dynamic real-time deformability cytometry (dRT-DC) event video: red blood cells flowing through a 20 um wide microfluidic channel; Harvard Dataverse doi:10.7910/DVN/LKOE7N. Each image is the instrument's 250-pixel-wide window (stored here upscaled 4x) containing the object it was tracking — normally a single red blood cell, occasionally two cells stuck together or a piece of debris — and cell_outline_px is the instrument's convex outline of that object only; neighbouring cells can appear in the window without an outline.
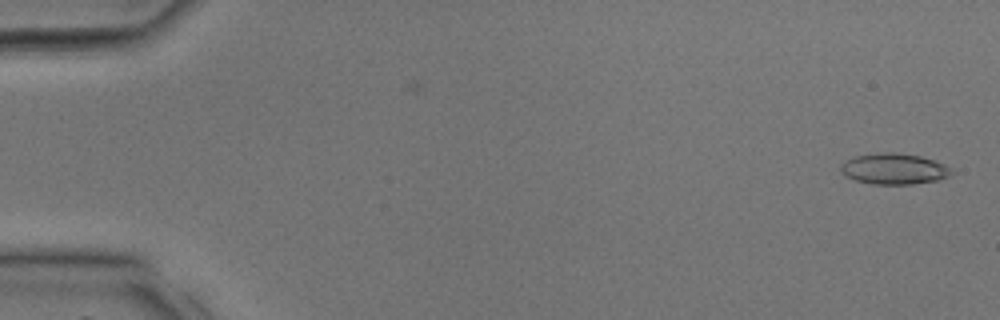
{"species": "common noctule bat (a hibernating species)", "species_latin": "Nyctalus noctula", "temperature_condition": "room temperature", "stored_images_in_passage": 2, "camera_frame_rate_fps": 3000, "um_per_image_px": 0.085, "animal": {"sex": "male", "body_mass_g": 17.9, "forearm_length_mm": 54.2}, "frame": {"image": 1, "passage_image": 2, "time_ms": 0.333, "image_size_px": [1000, 320], "cell_outline_px": [[956, 172], [948, 176], [936, 180], [912, 184], [872, 184], [856, 180], [840, 172], [840, 164], [856, 156], [884, 152], [896, 152], [920, 156], [936, 160], [952, 168]], "centroid_in_image_um": [76.04, 14.35], "position_along_channel_um": 9.0, "area_um2": 19.94}}